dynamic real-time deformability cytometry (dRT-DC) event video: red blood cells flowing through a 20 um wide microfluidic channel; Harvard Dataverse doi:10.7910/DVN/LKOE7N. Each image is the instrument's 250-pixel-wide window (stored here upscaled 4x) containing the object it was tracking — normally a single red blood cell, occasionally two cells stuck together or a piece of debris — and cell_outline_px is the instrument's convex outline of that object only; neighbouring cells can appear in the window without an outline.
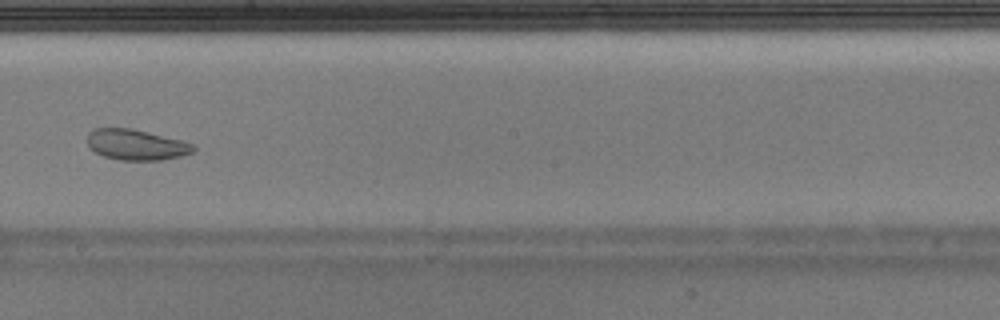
{"species": "Egyptian fruit bat (a non-hibernating species)", "species_latin": "Rousettus aegyptiacus", "temperature_condition": "warm", "stored_images_in_passage": 31, "camera_frame_rate_fps": 3000, "um_per_image_px": 0.085, "animal": {"sex": "male"}, "frame": {"image": 1, "passage_image": 18, "time_ms": 5.667, "image_size_px": [1000, 320], "cell_outline_px": [[196, 148], [192, 152], [180, 156], [160, 160], [120, 160], [104, 156], [88, 148], [88, 132], [92, 128], [132, 128], [184, 140], [196, 144]], "centroid_in_image_um": [11.6, 12.29], "position_along_channel_um": 236.6, "area_um2": 19.19}}